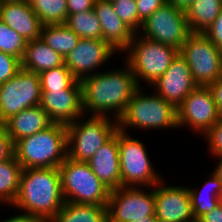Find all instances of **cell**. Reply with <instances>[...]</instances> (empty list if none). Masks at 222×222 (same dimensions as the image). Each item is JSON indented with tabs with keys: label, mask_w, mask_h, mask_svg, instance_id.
<instances>
[{
	"label": "cell",
	"mask_w": 222,
	"mask_h": 222,
	"mask_svg": "<svg viewBox=\"0 0 222 222\" xmlns=\"http://www.w3.org/2000/svg\"><path fill=\"white\" fill-rule=\"evenodd\" d=\"M124 64L123 68L97 72L80 81L84 114L113 116L118 120L125 112L139 86L129 65Z\"/></svg>",
	"instance_id": "6da1fadb"
},
{
	"label": "cell",
	"mask_w": 222,
	"mask_h": 222,
	"mask_svg": "<svg viewBox=\"0 0 222 222\" xmlns=\"http://www.w3.org/2000/svg\"><path fill=\"white\" fill-rule=\"evenodd\" d=\"M222 0H194L185 12L192 33H203L218 17Z\"/></svg>",
	"instance_id": "cb8c5ba5"
},
{
	"label": "cell",
	"mask_w": 222,
	"mask_h": 222,
	"mask_svg": "<svg viewBox=\"0 0 222 222\" xmlns=\"http://www.w3.org/2000/svg\"><path fill=\"white\" fill-rule=\"evenodd\" d=\"M195 83L208 86L222 77V50L203 33H191L179 50Z\"/></svg>",
	"instance_id": "9c48e42d"
},
{
	"label": "cell",
	"mask_w": 222,
	"mask_h": 222,
	"mask_svg": "<svg viewBox=\"0 0 222 222\" xmlns=\"http://www.w3.org/2000/svg\"><path fill=\"white\" fill-rule=\"evenodd\" d=\"M112 6L117 16L137 34L142 26L137 14L136 0H114Z\"/></svg>",
	"instance_id": "1f68e13d"
},
{
	"label": "cell",
	"mask_w": 222,
	"mask_h": 222,
	"mask_svg": "<svg viewBox=\"0 0 222 222\" xmlns=\"http://www.w3.org/2000/svg\"><path fill=\"white\" fill-rule=\"evenodd\" d=\"M41 95L39 74L21 68L0 85V123L4 124L24 109L40 105Z\"/></svg>",
	"instance_id": "30bf717a"
},
{
	"label": "cell",
	"mask_w": 222,
	"mask_h": 222,
	"mask_svg": "<svg viewBox=\"0 0 222 222\" xmlns=\"http://www.w3.org/2000/svg\"><path fill=\"white\" fill-rule=\"evenodd\" d=\"M22 170L15 156L0 162V204L2 206L4 204L12 207L19 190Z\"/></svg>",
	"instance_id": "4316f807"
},
{
	"label": "cell",
	"mask_w": 222,
	"mask_h": 222,
	"mask_svg": "<svg viewBox=\"0 0 222 222\" xmlns=\"http://www.w3.org/2000/svg\"><path fill=\"white\" fill-rule=\"evenodd\" d=\"M203 137L206 138L207 144L209 145V155L212 154L213 157H216L222 154V116L219 121L203 135Z\"/></svg>",
	"instance_id": "836d02e7"
},
{
	"label": "cell",
	"mask_w": 222,
	"mask_h": 222,
	"mask_svg": "<svg viewBox=\"0 0 222 222\" xmlns=\"http://www.w3.org/2000/svg\"><path fill=\"white\" fill-rule=\"evenodd\" d=\"M93 9L101 24L102 40L117 52H123L135 33L117 16L111 1L96 0Z\"/></svg>",
	"instance_id": "d6986e66"
},
{
	"label": "cell",
	"mask_w": 222,
	"mask_h": 222,
	"mask_svg": "<svg viewBox=\"0 0 222 222\" xmlns=\"http://www.w3.org/2000/svg\"><path fill=\"white\" fill-rule=\"evenodd\" d=\"M203 34L218 48L222 50V9L213 24Z\"/></svg>",
	"instance_id": "8d00e7d4"
},
{
	"label": "cell",
	"mask_w": 222,
	"mask_h": 222,
	"mask_svg": "<svg viewBox=\"0 0 222 222\" xmlns=\"http://www.w3.org/2000/svg\"><path fill=\"white\" fill-rule=\"evenodd\" d=\"M217 109L222 116V77L208 85Z\"/></svg>",
	"instance_id": "f35d334b"
},
{
	"label": "cell",
	"mask_w": 222,
	"mask_h": 222,
	"mask_svg": "<svg viewBox=\"0 0 222 222\" xmlns=\"http://www.w3.org/2000/svg\"><path fill=\"white\" fill-rule=\"evenodd\" d=\"M14 156V143L8 136L4 124L0 123V162L8 160Z\"/></svg>",
	"instance_id": "d590c367"
},
{
	"label": "cell",
	"mask_w": 222,
	"mask_h": 222,
	"mask_svg": "<svg viewBox=\"0 0 222 222\" xmlns=\"http://www.w3.org/2000/svg\"><path fill=\"white\" fill-rule=\"evenodd\" d=\"M131 222H160V221L154 215V216L145 217V219H139V220H135V221H131Z\"/></svg>",
	"instance_id": "ee69618b"
},
{
	"label": "cell",
	"mask_w": 222,
	"mask_h": 222,
	"mask_svg": "<svg viewBox=\"0 0 222 222\" xmlns=\"http://www.w3.org/2000/svg\"><path fill=\"white\" fill-rule=\"evenodd\" d=\"M54 122L40 105L24 109L9 118L5 123L8 136L15 144L18 140L32 136Z\"/></svg>",
	"instance_id": "44dd1931"
},
{
	"label": "cell",
	"mask_w": 222,
	"mask_h": 222,
	"mask_svg": "<svg viewBox=\"0 0 222 222\" xmlns=\"http://www.w3.org/2000/svg\"><path fill=\"white\" fill-rule=\"evenodd\" d=\"M166 2L167 0H136L139 20L143 23L152 13Z\"/></svg>",
	"instance_id": "e575fe53"
},
{
	"label": "cell",
	"mask_w": 222,
	"mask_h": 222,
	"mask_svg": "<svg viewBox=\"0 0 222 222\" xmlns=\"http://www.w3.org/2000/svg\"><path fill=\"white\" fill-rule=\"evenodd\" d=\"M65 200L57 167L23 169L13 208L49 222L62 208Z\"/></svg>",
	"instance_id": "7a4b0ae2"
},
{
	"label": "cell",
	"mask_w": 222,
	"mask_h": 222,
	"mask_svg": "<svg viewBox=\"0 0 222 222\" xmlns=\"http://www.w3.org/2000/svg\"><path fill=\"white\" fill-rule=\"evenodd\" d=\"M119 187L111 190L107 204L108 222H131L155 215V194L146 187ZM150 189V190H149Z\"/></svg>",
	"instance_id": "7c38bea8"
},
{
	"label": "cell",
	"mask_w": 222,
	"mask_h": 222,
	"mask_svg": "<svg viewBox=\"0 0 222 222\" xmlns=\"http://www.w3.org/2000/svg\"><path fill=\"white\" fill-rule=\"evenodd\" d=\"M197 222H222V202L210 212L201 216Z\"/></svg>",
	"instance_id": "ab89813d"
},
{
	"label": "cell",
	"mask_w": 222,
	"mask_h": 222,
	"mask_svg": "<svg viewBox=\"0 0 222 222\" xmlns=\"http://www.w3.org/2000/svg\"><path fill=\"white\" fill-rule=\"evenodd\" d=\"M0 19L26 41L39 39L41 36L43 24L29 0L1 2Z\"/></svg>",
	"instance_id": "ac0fdd59"
},
{
	"label": "cell",
	"mask_w": 222,
	"mask_h": 222,
	"mask_svg": "<svg viewBox=\"0 0 222 222\" xmlns=\"http://www.w3.org/2000/svg\"><path fill=\"white\" fill-rule=\"evenodd\" d=\"M150 86L156 94L177 108L198 85L186 60L178 53L167 71Z\"/></svg>",
	"instance_id": "2e32d148"
},
{
	"label": "cell",
	"mask_w": 222,
	"mask_h": 222,
	"mask_svg": "<svg viewBox=\"0 0 222 222\" xmlns=\"http://www.w3.org/2000/svg\"><path fill=\"white\" fill-rule=\"evenodd\" d=\"M143 88L135 91L125 112L117 120L118 129L126 133L132 127L147 131L177 129V108L155 92L146 93L147 89Z\"/></svg>",
	"instance_id": "277c9868"
},
{
	"label": "cell",
	"mask_w": 222,
	"mask_h": 222,
	"mask_svg": "<svg viewBox=\"0 0 222 222\" xmlns=\"http://www.w3.org/2000/svg\"><path fill=\"white\" fill-rule=\"evenodd\" d=\"M0 222H43L34 216H31L27 213H18L13 216L6 218V220L2 219Z\"/></svg>",
	"instance_id": "60d3db41"
},
{
	"label": "cell",
	"mask_w": 222,
	"mask_h": 222,
	"mask_svg": "<svg viewBox=\"0 0 222 222\" xmlns=\"http://www.w3.org/2000/svg\"><path fill=\"white\" fill-rule=\"evenodd\" d=\"M40 38L63 58L77 46L80 40V37L65 23L43 25Z\"/></svg>",
	"instance_id": "484cf974"
},
{
	"label": "cell",
	"mask_w": 222,
	"mask_h": 222,
	"mask_svg": "<svg viewBox=\"0 0 222 222\" xmlns=\"http://www.w3.org/2000/svg\"><path fill=\"white\" fill-rule=\"evenodd\" d=\"M58 169L65 202L107 206L111 190L93 173L87 162L66 157Z\"/></svg>",
	"instance_id": "52a82bcc"
},
{
	"label": "cell",
	"mask_w": 222,
	"mask_h": 222,
	"mask_svg": "<svg viewBox=\"0 0 222 222\" xmlns=\"http://www.w3.org/2000/svg\"><path fill=\"white\" fill-rule=\"evenodd\" d=\"M187 187L196 221L205 213L210 212L218 206L222 201V185L213 172H210L203 186L201 185L202 188Z\"/></svg>",
	"instance_id": "603a6c76"
},
{
	"label": "cell",
	"mask_w": 222,
	"mask_h": 222,
	"mask_svg": "<svg viewBox=\"0 0 222 222\" xmlns=\"http://www.w3.org/2000/svg\"><path fill=\"white\" fill-rule=\"evenodd\" d=\"M49 222H108L107 206L65 202Z\"/></svg>",
	"instance_id": "d4e9b609"
},
{
	"label": "cell",
	"mask_w": 222,
	"mask_h": 222,
	"mask_svg": "<svg viewBox=\"0 0 222 222\" xmlns=\"http://www.w3.org/2000/svg\"><path fill=\"white\" fill-rule=\"evenodd\" d=\"M87 163L107 188L114 190L121 187L117 131L95 152Z\"/></svg>",
	"instance_id": "ffe728a7"
},
{
	"label": "cell",
	"mask_w": 222,
	"mask_h": 222,
	"mask_svg": "<svg viewBox=\"0 0 222 222\" xmlns=\"http://www.w3.org/2000/svg\"><path fill=\"white\" fill-rule=\"evenodd\" d=\"M116 52L104 40L80 38L77 46L64 58V64L81 81L97 73L109 59H113ZM96 69L98 70L94 72Z\"/></svg>",
	"instance_id": "5bb4252c"
},
{
	"label": "cell",
	"mask_w": 222,
	"mask_h": 222,
	"mask_svg": "<svg viewBox=\"0 0 222 222\" xmlns=\"http://www.w3.org/2000/svg\"><path fill=\"white\" fill-rule=\"evenodd\" d=\"M27 41L0 19V51L17 57H23Z\"/></svg>",
	"instance_id": "4dcf8cb0"
},
{
	"label": "cell",
	"mask_w": 222,
	"mask_h": 222,
	"mask_svg": "<svg viewBox=\"0 0 222 222\" xmlns=\"http://www.w3.org/2000/svg\"><path fill=\"white\" fill-rule=\"evenodd\" d=\"M193 1L194 0H167L168 3L172 4L183 12L187 11Z\"/></svg>",
	"instance_id": "b9f144b4"
},
{
	"label": "cell",
	"mask_w": 222,
	"mask_h": 222,
	"mask_svg": "<svg viewBox=\"0 0 222 222\" xmlns=\"http://www.w3.org/2000/svg\"><path fill=\"white\" fill-rule=\"evenodd\" d=\"M65 24L80 38L102 40L101 24L94 9L69 14Z\"/></svg>",
	"instance_id": "83f0119b"
},
{
	"label": "cell",
	"mask_w": 222,
	"mask_h": 222,
	"mask_svg": "<svg viewBox=\"0 0 222 222\" xmlns=\"http://www.w3.org/2000/svg\"><path fill=\"white\" fill-rule=\"evenodd\" d=\"M41 90L82 89L77 80L65 64L45 70L39 74Z\"/></svg>",
	"instance_id": "f546056e"
},
{
	"label": "cell",
	"mask_w": 222,
	"mask_h": 222,
	"mask_svg": "<svg viewBox=\"0 0 222 222\" xmlns=\"http://www.w3.org/2000/svg\"><path fill=\"white\" fill-rule=\"evenodd\" d=\"M66 126L67 157L80 162H88L118 130L117 119L106 115L84 114Z\"/></svg>",
	"instance_id": "8992f818"
},
{
	"label": "cell",
	"mask_w": 222,
	"mask_h": 222,
	"mask_svg": "<svg viewBox=\"0 0 222 222\" xmlns=\"http://www.w3.org/2000/svg\"><path fill=\"white\" fill-rule=\"evenodd\" d=\"M96 0H67L69 14H76L82 11L92 10Z\"/></svg>",
	"instance_id": "74e56055"
},
{
	"label": "cell",
	"mask_w": 222,
	"mask_h": 222,
	"mask_svg": "<svg viewBox=\"0 0 222 222\" xmlns=\"http://www.w3.org/2000/svg\"><path fill=\"white\" fill-rule=\"evenodd\" d=\"M214 158H217L219 161L212 172L217 176L219 182L222 185V154H220Z\"/></svg>",
	"instance_id": "7bdbcfd3"
},
{
	"label": "cell",
	"mask_w": 222,
	"mask_h": 222,
	"mask_svg": "<svg viewBox=\"0 0 222 222\" xmlns=\"http://www.w3.org/2000/svg\"><path fill=\"white\" fill-rule=\"evenodd\" d=\"M64 64V58L54 51L45 42L39 39L27 41V45L21 59V68L33 73L59 67Z\"/></svg>",
	"instance_id": "7402d4cb"
},
{
	"label": "cell",
	"mask_w": 222,
	"mask_h": 222,
	"mask_svg": "<svg viewBox=\"0 0 222 222\" xmlns=\"http://www.w3.org/2000/svg\"><path fill=\"white\" fill-rule=\"evenodd\" d=\"M14 156L23 169L59 167L67 157V126L53 123L14 144Z\"/></svg>",
	"instance_id": "3957f363"
},
{
	"label": "cell",
	"mask_w": 222,
	"mask_h": 222,
	"mask_svg": "<svg viewBox=\"0 0 222 222\" xmlns=\"http://www.w3.org/2000/svg\"><path fill=\"white\" fill-rule=\"evenodd\" d=\"M1 2H7V1H26V0H0Z\"/></svg>",
	"instance_id": "f6af8a7d"
},
{
	"label": "cell",
	"mask_w": 222,
	"mask_h": 222,
	"mask_svg": "<svg viewBox=\"0 0 222 222\" xmlns=\"http://www.w3.org/2000/svg\"><path fill=\"white\" fill-rule=\"evenodd\" d=\"M41 91L40 106L54 123L67 125L84 115L82 89Z\"/></svg>",
	"instance_id": "e0dca14e"
},
{
	"label": "cell",
	"mask_w": 222,
	"mask_h": 222,
	"mask_svg": "<svg viewBox=\"0 0 222 222\" xmlns=\"http://www.w3.org/2000/svg\"><path fill=\"white\" fill-rule=\"evenodd\" d=\"M21 69V61L0 51V85L11 79Z\"/></svg>",
	"instance_id": "d6a6232c"
},
{
	"label": "cell",
	"mask_w": 222,
	"mask_h": 222,
	"mask_svg": "<svg viewBox=\"0 0 222 222\" xmlns=\"http://www.w3.org/2000/svg\"><path fill=\"white\" fill-rule=\"evenodd\" d=\"M29 2L43 25L66 23L67 0H29Z\"/></svg>",
	"instance_id": "f1b7e54d"
},
{
	"label": "cell",
	"mask_w": 222,
	"mask_h": 222,
	"mask_svg": "<svg viewBox=\"0 0 222 222\" xmlns=\"http://www.w3.org/2000/svg\"><path fill=\"white\" fill-rule=\"evenodd\" d=\"M139 87L147 83L152 85L170 67L179 50L170 45L162 44L134 34L129 46L123 51Z\"/></svg>",
	"instance_id": "5b68a950"
},
{
	"label": "cell",
	"mask_w": 222,
	"mask_h": 222,
	"mask_svg": "<svg viewBox=\"0 0 222 222\" xmlns=\"http://www.w3.org/2000/svg\"><path fill=\"white\" fill-rule=\"evenodd\" d=\"M130 133L117 130L121 187H153L163 177L157 173L149 158L147 147Z\"/></svg>",
	"instance_id": "ba28073f"
},
{
	"label": "cell",
	"mask_w": 222,
	"mask_h": 222,
	"mask_svg": "<svg viewBox=\"0 0 222 222\" xmlns=\"http://www.w3.org/2000/svg\"><path fill=\"white\" fill-rule=\"evenodd\" d=\"M221 115L208 86H197L177 107L178 128L188 127L203 136Z\"/></svg>",
	"instance_id": "4fadbf2b"
},
{
	"label": "cell",
	"mask_w": 222,
	"mask_h": 222,
	"mask_svg": "<svg viewBox=\"0 0 222 222\" xmlns=\"http://www.w3.org/2000/svg\"><path fill=\"white\" fill-rule=\"evenodd\" d=\"M164 182L162 179L154 186L157 219L160 222H197L193 215L188 187L178 184L167 186Z\"/></svg>",
	"instance_id": "9a60e30c"
},
{
	"label": "cell",
	"mask_w": 222,
	"mask_h": 222,
	"mask_svg": "<svg viewBox=\"0 0 222 222\" xmlns=\"http://www.w3.org/2000/svg\"><path fill=\"white\" fill-rule=\"evenodd\" d=\"M191 33L185 12L166 2L142 23L137 34L180 50Z\"/></svg>",
	"instance_id": "8fae6325"
}]
</instances>
